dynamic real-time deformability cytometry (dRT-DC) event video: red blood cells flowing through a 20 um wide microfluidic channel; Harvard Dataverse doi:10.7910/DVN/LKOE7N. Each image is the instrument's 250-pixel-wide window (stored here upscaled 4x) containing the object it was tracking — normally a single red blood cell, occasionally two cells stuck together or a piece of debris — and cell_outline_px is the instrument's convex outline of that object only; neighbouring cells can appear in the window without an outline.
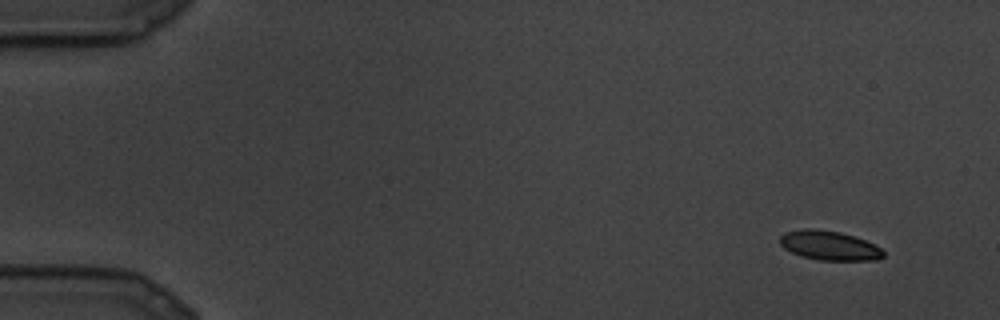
{"species": "common noctule bat (a hibernating species)", "species_latin": "Nyctalus noctula", "temperature_condition": "cold", "stored_images_in_passage": 9, "camera_frame_rate_fps": 3000, "um_per_image_px": 0.085, "animal": {"sex": "male", "body_mass_g": 19.5, "forearm_length_mm": 54.6}, "frame": {"image": 1, "passage_image": 1, "time_ms": 0.0, "image_size_px": [1000, 320], "cell_outline_px": [[884, 256], [876, 260], [816, 260], [800, 256], [784, 248], [780, 244], [780, 236], [784, 232], [804, 228], [812, 228], [840, 232], [864, 240], [880, 248], [884, 252]], "centroid_in_image_um": [70.44, 20.87], "position_along_channel_um": 14.6, "area_um2": 17.63}}
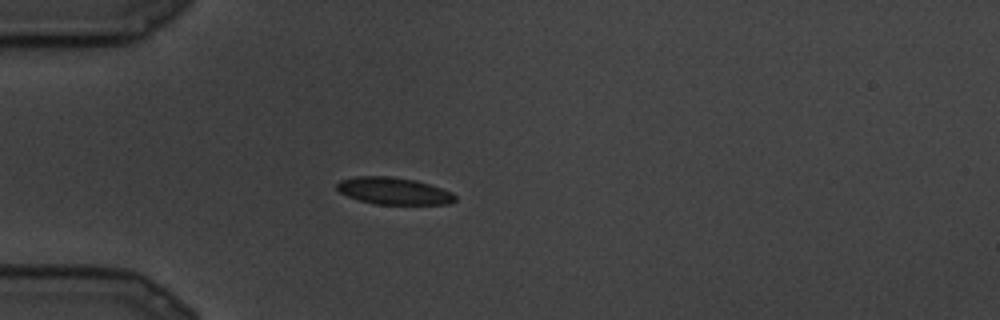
{"frame": {"image": 2, "passage_image": 7, "time_ms": 2.0, "image_size_px": [1000, 320], "cell_outline_px": [[456, 200], [448, 204], [376, 204], [360, 200], [348, 196], [340, 192], [336, 188], [336, 184], [340, 180], [356, 176], [388, 176], [416, 180], [452, 192], [456, 196]], "centroid_in_image_um": [33.46, 16.23], "position_along_channel_um": 51.5, "area_um2": 18.5}}